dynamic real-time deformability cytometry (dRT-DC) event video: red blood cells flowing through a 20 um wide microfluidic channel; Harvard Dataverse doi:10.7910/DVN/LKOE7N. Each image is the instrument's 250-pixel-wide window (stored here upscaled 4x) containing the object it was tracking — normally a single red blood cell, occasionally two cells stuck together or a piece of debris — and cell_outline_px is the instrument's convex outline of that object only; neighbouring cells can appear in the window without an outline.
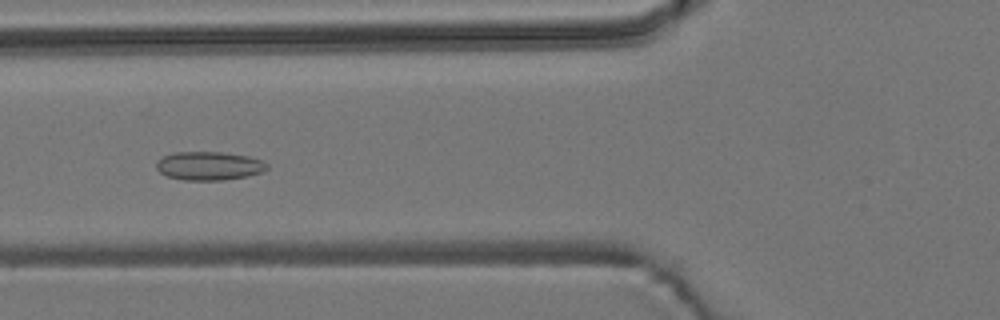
{"species": "common noctule bat (a hibernating species)", "species_latin": "Nyctalus noctula", "temperature_condition": "room temperature", "stored_images_in_passage": 56, "camera_frame_rate_fps": 3000, "um_per_image_px": 0.085, "animal": {"sex": "male", "body_mass_g": 19.2, "forearm_length_mm": 51.8}, "frame": {"image": 1, "passage_image": 22, "time_ms": 7.0, "image_size_px": [1000, 320], "cell_outline_px": [[268, 168], [260, 172], [248, 176], [224, 180], [184, 180], [168, 176], [160, 172], [156, 168], [156, 164], [164, 156], [176, 152], [220, 152], [248, 156], [260, 160], [268, 164]], "centroid_in_image_um": [17.78, 14.1], "position_along_channel_um": 108.0, "area_um2": 18.21}}
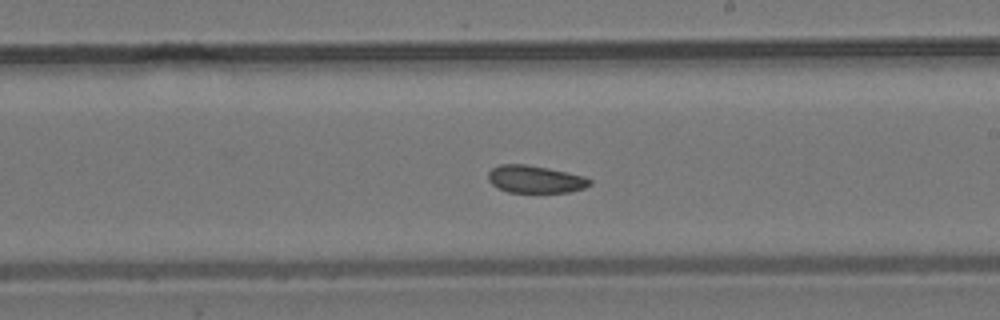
{"frame": {"image": 2, "passage_image": 33, "time_ms": 10.667, "image_size_px": [1000, 320], "cell_outline_px": [[592, 184], [584, 188], [568, 192], [508, 192], [492, 184], [488, 180], [488, 172], [492, 168], [500, 164], [524, 164], [548, 168], [568, 172], [584, 176], [592, 180]], "centroid_in_image_um": [45.51, 15.23], "position_along_channel_um": 243.5, "area_um2": 16.24}}
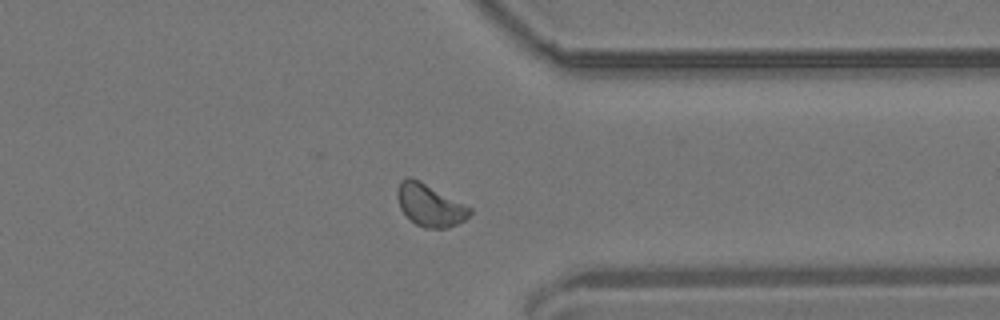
{"frame": {"image": 3, "passage_image": 44, "time_ms": 14.333, "image_size_px": [1000, 320], "cell_outline_px": [[472, 212], [464, 220], [448, 228], [424, 228], [416, 224], [400, 208], [396, 196], [396, 192], [400, 180], [408, 176], [412, 176], [420, 180], [472, 208]], "centroid_in_image_um": [36.52, 17.41], "position_along_channel_um": 374.9, "area_um2": 17.86}, "authors_computed_cell_mechanics": {"area_um2": 17.5712, "velocity_mm_per_s": 3.6945, "shape_relaxation_time_tau1_ms": null, "shape_relaxation_time_tau2_ms": 5.6709, "deformation_change_tau1": null, "deformation_change_tau2": 0.0853}}